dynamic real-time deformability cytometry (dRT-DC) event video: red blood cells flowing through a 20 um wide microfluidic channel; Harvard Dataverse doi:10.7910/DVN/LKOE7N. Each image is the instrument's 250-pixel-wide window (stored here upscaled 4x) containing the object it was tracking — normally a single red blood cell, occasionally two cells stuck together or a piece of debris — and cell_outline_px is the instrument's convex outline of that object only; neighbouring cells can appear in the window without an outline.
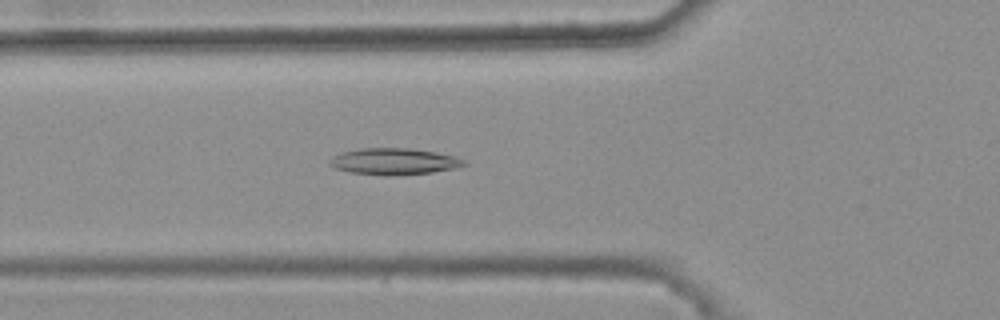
{"species": "common noctule bat (a hibernating species)", "species_latin": "Nyctalus noctula", "temperature_condition": "warm", "stored_images_in_passage": 34, "camera_frame_rate_fps": 3000, "um_per_image_px": 0.085, "animal": {"sex": "female", "body_mass_g": 25.1}, "frame": {"image": 1, "passage_image": 11, "time_ms": 3.333, "image_size_px": [1000, 320], "cell_outline_px": [[468, 164], [452, 168], [432, 172], [348, 172], [336, 168], [328, 164], [328, 160], [332, 156], [340, 152], [360, 148], [408, 148], [436, 152], [456, 156], [464, 160]], "centroid_in_image_um": [33.46, 13.65], "position_along_channel_um": 92.3, "area_um2": 19.59}}
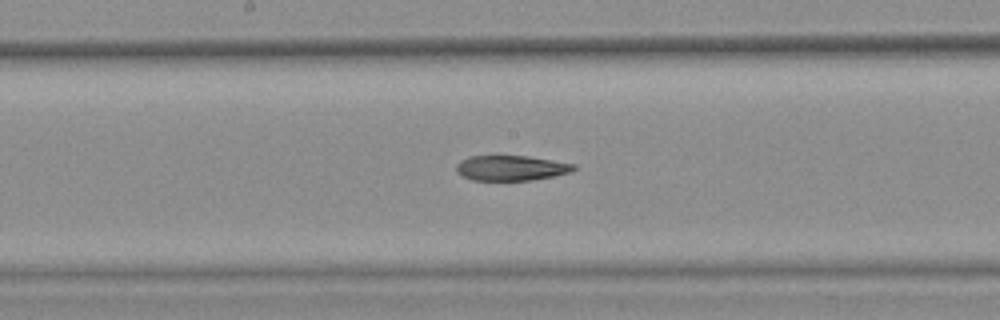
{"frame": {"image": 2, "passage_image": 20, "time_ms": 6.333, "image_size_px": [1000, 320], "cell_outline_px": [[576, 168], [572, 172], [532, 180], [472, 180], [456, 172], [456, 164], [460, 160], [468, 156], [496, 152], [528, 156], [576, 164]], "centroid_in_image_um": [43.38, 14.22], "position_along_channel_um": 204.8, "area_um2": 18.09}}
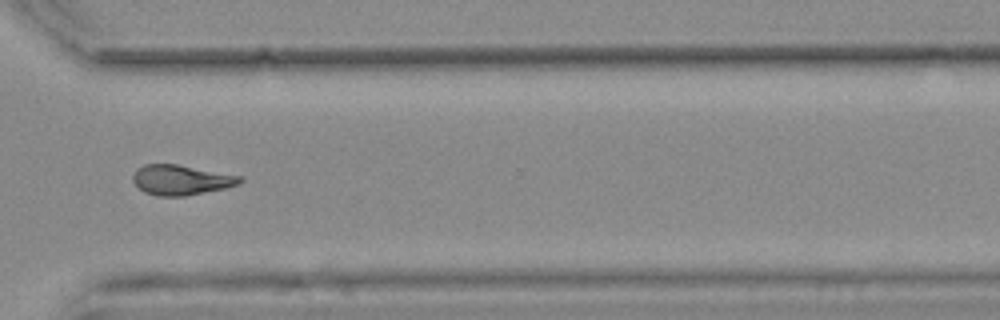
{"frame": {"image": 3, "passage_image": 32, "time_ms": 10.333, "image_size_px": [1000, 320], "cell_outline_px": [[244, 180], [240, 184], [224, 188], [184, 196], [156, 196], [144, 192], [132, 180], [132, 176], [136, 168], [144, 164], [176, 164], [244, 176]], "centroid_in_image_um": [15.4, 15.28], "position_along_channel_um": 355.2, "area_um2": 18.84}}